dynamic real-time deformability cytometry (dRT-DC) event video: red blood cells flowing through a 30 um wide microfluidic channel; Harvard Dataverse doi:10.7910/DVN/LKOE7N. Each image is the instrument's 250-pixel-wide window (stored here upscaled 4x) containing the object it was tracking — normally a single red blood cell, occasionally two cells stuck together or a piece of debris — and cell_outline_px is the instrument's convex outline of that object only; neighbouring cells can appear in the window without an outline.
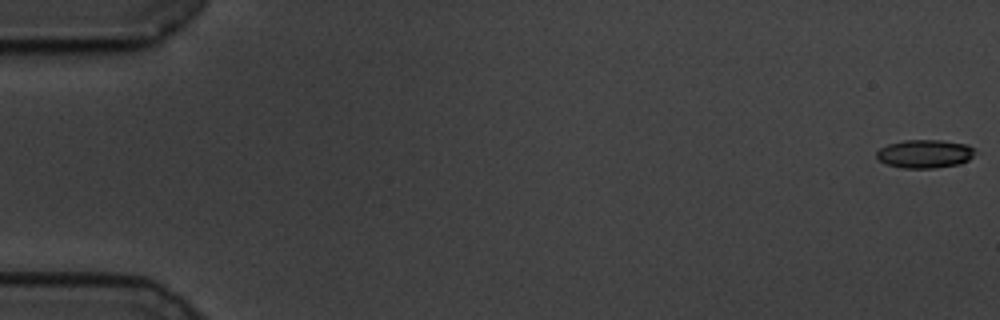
{"species": "common noctule bat (a hibernating species)", "species_latin": "Nyctalus noctula", "temperature_condition": "cold", "stored_images_in_passage": 59, "camera_frame_rate_fps": 3000, "um_per_image_px": 0.085, "animal": {"sex": "male", "body_mass_g": 19.5, "forearm_length_mm": 54.6}, "frame": {"image": 1, "passage_image": 1, "time_ms": 0.0, "image_size_px": [1000, 320], "cell_outline_px": [[976, 152], [968, 160], [960, 164], [936, 168], [900, 168], [888, 164], [880, 160], [876, 156], [876, 152], [880, 148], [888, 144], [904, 140], [940, 140], [968, 144]], "centroid_in_image_um": [78.61, 13.07], "position_along_channel_um": 6.4, "area_um2": 16.3}}
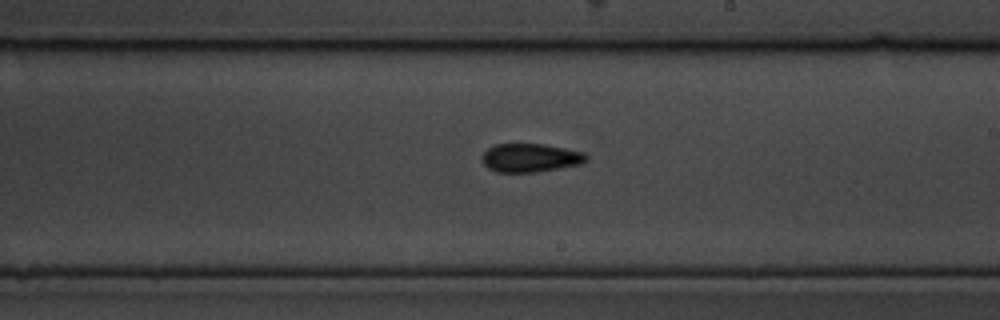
{"frame": {"image": 2, "passage_image": 35, "time_ms": 11.333, "image_size_px": [1000, 320], "cell_outline_px": [[588, 160], [580, 164], [560, 168], [536, 172], [496, 172], [488, 168], [480, 160], [480, 156], [488, 148], [496, 144], [544, 144], [584, 152], [588, 156]], "centroid_in_image_um": [45.06, 13.41], "position_along_channel_um": 243.9, "area_um2": 17.46}}
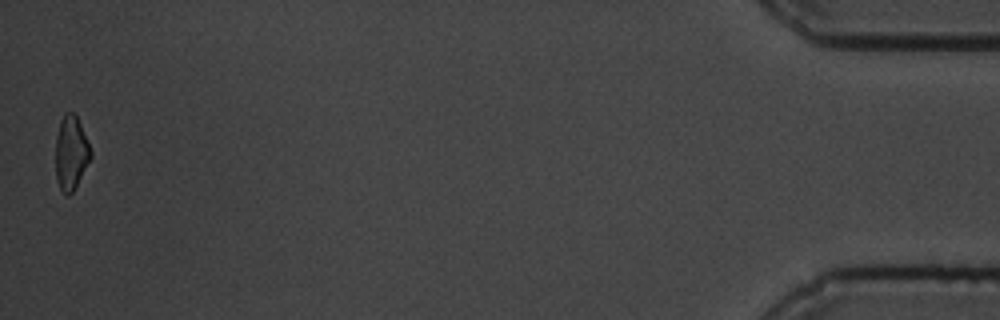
{"frame": {"image": 3, "passage_image": 59, "time_ms": 19.333, "image_size_px": [1000, 320], "cell_outline_px": [[92, 156], [72, 192], [68, 196], [64, 196], [60, 188], [56, 176], [56, 136], [60, 120], [64, 112], [72, 112], [76, 116], [80, 124], [92, 152]], "centroid_in_image_um": [6.02, 12.99], "position_along_channel_um": 429.2, "area_um2": 14.97}, "authors_computed_cell_mechanics": {"area_um2": 16.8776, "velocity_mm_per_s": 3.4368, "shape_relaxation_time_tau1_ms": 6.4559, "shape_relaxation_time_tau2_ms": 2.6341, "deformation_change_tau1": 0.1421, "deformation_change_tau2": 0.0966}}